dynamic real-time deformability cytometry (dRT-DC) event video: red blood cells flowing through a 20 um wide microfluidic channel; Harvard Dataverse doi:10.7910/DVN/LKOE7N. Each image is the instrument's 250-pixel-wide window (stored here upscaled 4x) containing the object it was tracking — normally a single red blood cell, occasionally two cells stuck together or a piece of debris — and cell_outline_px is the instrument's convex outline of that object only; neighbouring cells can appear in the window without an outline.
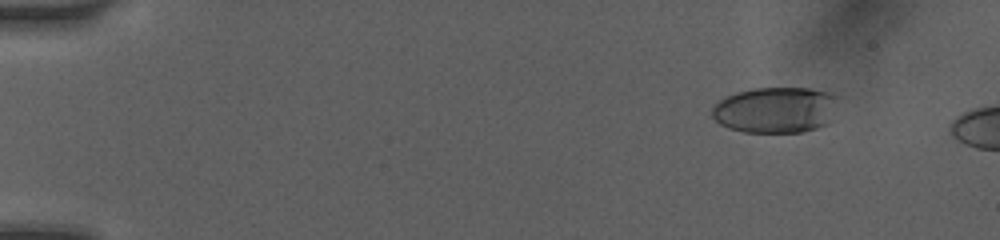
{"species": "human", "species_latin": "Homo sapiens", "temperature_condition": "room temperature", "stored_images_in_passage": 5, "camera_frame_rate_fps": 3000, "um_per_image_px": 0.085, "donor": {"sex": "female"}, "frame": {"image": 1, "passage_image": 3, "time_ms": 1.667, "image_size_px": [1000, 240], "cell_outline_px": [[840, 96], [828, 124], [816, 128], [800, 132], [744, 132], [728, 128], [720, 124], [712, 116], [712, 108], [720, 100], [736, 92], [752, 88], [808, 88], [828, 92]], "centroid_in_image_um": [65.94, 9.34], "position_along_channel_um": 19.1, "area_um2": 33.87}}